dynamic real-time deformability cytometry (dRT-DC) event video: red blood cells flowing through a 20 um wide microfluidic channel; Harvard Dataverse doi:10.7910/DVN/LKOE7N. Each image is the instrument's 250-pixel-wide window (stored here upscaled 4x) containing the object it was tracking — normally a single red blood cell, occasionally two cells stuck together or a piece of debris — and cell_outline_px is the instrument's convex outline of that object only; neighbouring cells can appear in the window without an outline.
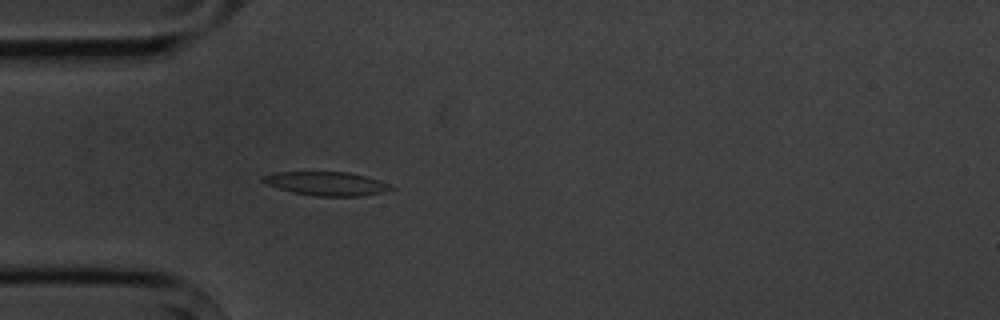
{"species": "common noctule bat (a hibernating species)", "species_latin": "Nyctalus noctula", "temperature_condition": "cold", "stored_images_in_passage": 5, "camera_frame_rate_fps": 3000, "um_per_image_px": 0.085, "animal": {"sex": "male", "body_mass_g": 20.1, "forearm_length_mm": 53.5}, "frame": {"image": 1, "passage_image": 5, "time_ms": 4.667, "image_size_px": [1000, 320], "cell_outline_px": [[396, 188], [380, 192], [360, 196], [316, 196], [292, 192], [268, 184], [260, 180], [260, 176], [276, 172], [348, 172], [364, 176], [388, 184]], "centroid_in_image_um": [27.69, 15.6], "position_along_channel_um": 57.3, "area_um2": 17.4}}